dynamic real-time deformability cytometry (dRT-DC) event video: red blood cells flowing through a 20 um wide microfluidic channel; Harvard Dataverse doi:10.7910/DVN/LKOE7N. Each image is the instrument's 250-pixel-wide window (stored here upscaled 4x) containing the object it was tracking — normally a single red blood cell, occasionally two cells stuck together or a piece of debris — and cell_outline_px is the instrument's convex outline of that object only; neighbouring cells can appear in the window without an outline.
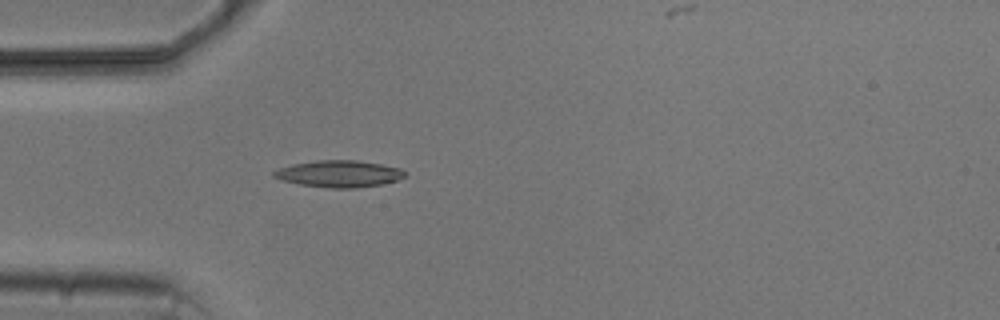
{"species": "common noctule bat (a hibernating species)", "species_latin": "Nyctalus noctula", "temperature_condition": "cold", "stored_images_in_passage": 5, "camera_frame_rate_fps": 3000, "um_per_image_px": 0.085, "animal": {"sex": "male", "body_mass_g": 20.5, "forearm_length_mm": 52.5}, "frame": {"image": 1, "passage_image": 5, "time_ms": 4.667, "image_size_px": [1000, 320], "cell_outline_px": [[404, 176], [396, 180], [380, 184], [356, 188], [332, 188], [300, 184], [280, 180], [272, 176], [272, 172], [280, 168], [292, 164], [316, 160], [356, 160], [380, 164], [400, 168], [404, 172]], "centroid_in_image_um": [28.76, 14.77], "position_along_channel_um": 56.2, "area_um2": 20.23}}